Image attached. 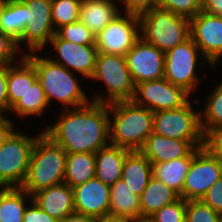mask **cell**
<instances>
[{"instance_id":"20","label":"cell","mask_w":222,"mask_h":222,"mask_svg":"<svg viewBox=\"0 0 222 222\" xmlns=\"http://www.w3.org/2000/svg\"><path fill=\"white\" fill-rule=\"evenodd\" d=\"M203 147L195 148L187 157L152 164V176L174 190L180 198L192 159Z\"/></svg>"},{"instance_id":"13","label":"cell","mask_w":222,"mask_h":222,"mask_svg":"<svg viewBox=\"0 0 222 222\" xmlns=\"http://www.w3.org/2000/svg\"><path fill=\"white\" fill-rule=\"evenodd\" d=\"M222 176V161L203 147L192 159L185 177L182 198L201 200L207 190Z\"/></svg>"},{"instance_id":"8","label":"cell","mask_w":222,"mask_h":222,"mask_svg":"<svg viewBox=\"0 0 222 222\" xmlns=\"http://www.w3.org/2000/svg\"><path fill=\"white\" fill-rule=\"evenodd\" d=\"M198 58H200L203 64L201 65L202 67L207 63L213 67L203 57L197 45L189 37L187 40L165 52L164 78L173 85L184 88L190 94L193 93L200 85V81L203 82V78L198 77L196 74L198 70L196 67L198 66L197 63H200L198 62Z\"/></svg>"},{"instance_id":"41","label":"cell","mask_w":222,"mask_h":222,"mask_svg":"<svg viewBox=\"0 0 222 222\" xmlns=\"http://www.w3.org/2000/svg\"><path fill=\"white\" fill-rule=\"evenodd\" d=\"M159 0H117L118 6L124 4L126 13H133L140 15L152 8L158 6Z\"/></svg>"},{"instance_id":"19","label":"cell","mask_w":222,"mask_h":222,"mask_svg":"<svg viewBox=\"0 0 222 222\" xmlns=\"http://www.w3.org/2000/svg\"><path fill=\"white\" fill-rule=\"evenodd\" d=\"M195 148L186 140L151 133L140 150L151 163H161L187 157Z\"/></svg>"},{"instance_id":"7","label":"cell","mask_w":222,"mask_h":222,"mask_svg":"<svg viewBox=\"0 0 222 222\" xmlns=\"http://www.w3.org/2000/svg\"><path fill=\"white\" fill-rule=\"evenodd\" d=\"M190 100L183 106L154 112L153 133L188 141L194 148L204 147L200 111H195Z\"/></svg>"},{"instance_id":"22","label":"cell","mask_w":222,"mask_h":222,"mask_svg":"<svg viewBox=\"0 0 222 222\" xmlns=\"http://www.w3.org/2000/svg\"><path fill=\"white\" fill-rule=\"evenodd\" d=\"M130 151L108 144L95 153V177L106 185H113L122 178V167Z\"/></svg>"},{"instance_id":"37","label":"cell","mask_w":222,"mask_h":222,"mask_svg":"<svg viewBox=\"0 0 222 222\" xmlns=\"http://www.w3.org/2000/svg\"><path fill=\"white\" fill-rule=\"evenodd\" d=\"M18 50L16 42L0 31V65L15 64Z\"/></svg>"},{"instance_id":"6","label":"cell","mask_w":222,"mask_h":222,"mask_svg":"<svg viewBox=\"0 0 222 222\" xmlns=\"http://www.w3.org/2000/svg\"><path fill=\"white\" fill-rule=\"evenodd\" d=\"M92 80L103 82L107 96L99 94L92 101L101 104H111L120 101H132L135 84L123 55L98 53Z\"/></svg>"},{"instance_id":"34","label":"cell","mask_w":222,"mask_h":222,"mask_svg":"<svg viewBox=\"0 0 222 222\" xmlns=\"http://www.w3.org/2000/svg\"><path fill=\"white\" fill-rule=\"evenodd\" d=\"M222 215L201 200L186 201L185 222H221Z\"/></svg>"},{"instance_id":"42","label":"cell","mask_w":222,"mask_h":222,"mask_svg":"<svg viewBox=\"0 0 222 222\" xmlns=\"http://www.w3.org/2000/svg\"><path fill=\"white\" fill-rule=\"evenodd\" d=\"M7 70L8 65H0V116L11 110L7 95Z\"/></svg>"},{"instance_id":"24","label":"cell","mask_w":222,"mask_h":222,"mask_svg":"<svg viewBox=\"0 0 222 222\" xmlns=\"http://www.w3.org/2000/svg\"><path fill=\"white\" fill-rule=\"evenodd\" d=\"M19 63L8 65L7 70V95L9 106L12 108L16 102L25 95L32 83L37 79L33 63L20 54ZM19 64L16 66V64Z\"/></svg>"},{"instance_id":"26","label":"cell","mask_w":222,"mask_h":222,"mask_svg":"<svg viewBox=\"0 0 222 222\" xmlns=\"http://www.w3.org/2000/svg\"><path fill=\"white\" fill-rule=\"evenodd\" d=\"M95 165V153L67 154L64 183L73 188L94 178Z\"/></svg>"},{"instance_id":"12","label":"cell","mask_w":222,"mask_h":222,"mask_svg":"<svg viewBox=\"0 0 222 222\" xmlns=\"http://www.w3.org/2000/svg\"><path fill=\"white\" fill-rule=\"evenodd\" d=\"M190 95L184 88L173 85L162 78L136 84L132 101L152 112H158L185 105L189 101Z\"/></svg>"},{"instance_id":"48","label":"cell","mask_w":222,"mask_h":222,"mask_svg":"<svg viewBox=\"0 0 222 222\" xmlns=\"http://www.w3.org/2000/svg\"><path fill=\"white\" fill-rule=\"evenodd\" d=\"M4 4H5V0H0V13H1V10H2Z\"/></svg>"},{"instance_id":"44","label":"cell","mask_w":222,"mask_h":222,"mask_svg":"<svg viewBox=\"0 0 222 222\" xmlns=\"http://www.w3.org/2000/svg\"><path fill=\"white\" fill-rule=\"evenodd\" d=\"M202 11L210 15L222 16V0H202Z\"/></svg>"},{"instance_id":"16","label":"cell","mask_w":222,"mask_h":222,"mask_svg":"<svg viewBox=\"0 0 222 222\" xmlns=\"http://www.w3.org/2000/svg\"><path fill=\"white\" fill-rule=\"evenodd\" d=\"M59 56L54 59L48 57L54 63L62 65L68 70H74L83 78H91L95 70L96 57L98 54L96 45H80L59 38L56 34L49 41Z\"/></svg>"},{"instance_id":"27","label":"cell","mask_w":222,"mask_h":222,"mask_svg":"<svg viewBox=\"0 0 222 222\" xmlns=\"http://www.w3.org/2000/svg\"><path fill=\"white\" fill-rule=\"evenodd\" d=\"M27 22V6L22 0H5L0 13V31L16 43Z\"/></svg>"},{"instance_id":"17","label":"cell","mask_w":222,"mask_h":222,"mask_svg":"<svg viewBox=\"0 0 222 222\" xmlns=\"http://www.w3.org/2000/svg\"><path fill=\"white\" fill-rule=\"evenodd\" d=\"M74 210L94 218L109 214L110 186L94 177L73 187Z\"/></svg>"},{"instance_id":"18","label":"cell","mask_w":222,"mask_h":222,"mask_svg":"<svg viewBox=\"0 0 222 222\" xmlns=\"http://www.w3.org/2000/svg\"><path fill=\"white\" fill-rule=\"evenodd\" d=\"M32 199L43 211L59 222L75 212L73 188L66 183L39 190L32 195Z\"/></svg>"},{"instance_id":"31","label":"cell","mask_w":222,"mask_h":222,"mask_svg":"<svg viewBox=\"0 0 222 222\" xmlns=\"http://www.w3.org/2000/svg\"><path fill=\"white\" fill-rule=\"evenodd\" d=\"M215 86L207 97L204 112L200 111V124L204 137L210 131L222 127V81Z\"/></svg>"},{"instance_id":"25","label":"cell","mask_w":222,"mask_h":222,"mask_svg":"<svg viewBox=\"0 0 222 222\" xmlns=\"http://www.w3.org/2000/svg\"><path fill=\"white\" fill-rule=\"evenodd\" d=\"M109 214L128 219L141 215L140 197L131 191L122 178L110 186Z\"/></svg>"},{"instance_id":"47","label":"cell","mask_w":222,"mask_h":222,"mask_svg":"<svg viewBox=\"0 0 222 222\" xmlns=\"http://www.w3.org/2000/svg\"><path fill=\"white\" fill-rule=\"evenodd\" d=\"M128 222H155L152 215H138L133 218H129Z\"/></svg>"},{"instance_id":"30","label":"cell","mask_w":222,"mask_h":222,"mask_svg":"<svg viewBox=\"0 0 222 222\" xmlns=\"http://www.w3.org/2000/svg\"><path fill=\"white\" fill-rule=\"evenodd\" d=\"M49 103L41 83L36 79L23 97L11 108L10 113L14 112L21 118L23 117H41L47 110Z\"/></svg>"},{"instance_id":"45","label":"cell","mask_w":222,"mask_h":222,"mask_svg":"<svg viewBox=\"0 0 222 222\" xmlns=\"http://www.w3.org/2000/svg\"><path fill=\"white\" fill-rule=\"evenodd\" d=\"M60 222H96V218L92 216L83 215L77 212H73L67 215Z\"/></svg>"},{"instance_id":"43","label":"cell","mask_w":222,"mask_h":222,"mask_svg":"<svg viewBox=\"0 0 222 222\" xmlns=\"http://www.w3.org/2000/svg\"><path fill=\"white\" fill-rule=\"evenodd\" d=\"M15 122L6 118L5 115L0 116V146L5 143L9 136L15 131Z\"/></svg>"},{"instance_id":"15","label":"cell","mask_w":222,"mask_h":222,"mask_svg":"<svg viewBox=\"0 0 222 222\" xmlns=\"http://www.w3.org/2000/svg\"><path fill=\"white\" fill-rule=\"evenodd\" d=\"M190 37L203 57L217 66L222 57V16L199 12L190 19Z\"/></svg>"},{"instance_id":"9","label":"cell","mask_w":222,"mask_h":222,"mask_svg":"<svg viewBox=\"0 0 222 222\" xmlns=\"http://www.w3.org/2000/svg\"><path fill=\"white\" fill-rule=\"evenodd\" d=\"M14 131L0 146V188L21 187L26 179L30 156L37 137Z\"/></svg>"},{"instance_id":"33","label":"cell","mask_w":222,"mask_h":222,"mask_svg":"<svg viewBox=\"0 0 222 222\" xmlns=\"http://www.w3.org/2000/svg\"><path fill=\"white\" fill-rule=\"evenodd\" d=\"M55 34L61 39L76 44L95 45V35L80 20L59 27Z\"/></svg>"},{"instance_id":"10","label":"cell","mask_w":222,"mask_h":222,"mask_svg":"<svg viewBox=\"0 0 222 222\" xmlns=\"http://www.w3.org/2000/svg\"><path fill=\"white\" fill-rule=\"evenodd\" d=\"M123 14L121 12L95 35L98 53L125 56L140 38L139 15L124 11Z\"/></svg>"},{"instance_id":"14","label":"cell","mask_w":222,"mask_h":222,"mask_svg":"<svg viewBox=\"0 0 222 222\" xmlns=\"http://www.w3.org/2000/svg\"><path fill=\"white\" fill-rule=\"evenodd\" d=\"M134 84L164 78L165 52L141 37L125 55Z\"/></svg>"},{"instance_id":"4","label":"cell","mask_w":222,"mask_h":222,"mask_svg":"<svg viewBox=\"0 0 222 222\" xmlns=\"http://www.w3.org/2000/svg\"><path fill=\"white\" fill-rule=\"evenodd\" d=\"M66 156V151L42 131L34 143L21 188L32 196L39 190L64 183Z\"/></svg>"},{"instance_id":"46","label":"cell","mask_w":222,"mask_h":222,"mask_svg":"<svg viewBox=\"0 0 222 222\" xmlns=\"http://www.w3.org/2000/svg\"><path fill=\"white\" fill-rule=\"evenodd\" d=\"M96 222H128V218L117 217V216L108 214V215L96 218Z\"/></svg>"},{"instance_id":"11","label":"cell","mask_w":222,"mask_h":222,"mask_svg":"<svg viewBox=\"0 0 222 222\" xmlns=\"http://www.w3.org/2000/svg\"><path fill=\"white\" fill-rule=\"evenodd\" d=\"M27 6V22L21 38L16 43L18 49L21 44H27L28 53L44 52L51 38L55 35L52 22V0H22Z\"/></svg>"},{"instance_id":"28","label":"cell","mask_w":222,"mask_h":222,"mask_svg":"<svg viewBox=\"0 0 222 222\" xmlns=\"http://www.w3.org/2000/svg\"><path fill=\"white\" fill-rule=\"evenodd\" d=\"M27 198L32 196L21 187L0 188V222H23Z\"/></svg>"},{"instance_id":"1","label":"cell","mask_w":222,"mask_h":222,"mask_svg":"<svg viewBox=\"0 0 222 222\" xmlns=\"http://www.w3.org/2000/svg\"><path fill=\"white\" fill-rule=\"evenodd\" d=\"M109 104L95 101L60 112L43 132L67 154L96 153L109 142Z\"/></svg>"},{"instance_id":"3","label":"cell","mask_w":222,"mask_h":222,"mask_svg":"<svg viewBox=\"0 0 222 222\" xmlns=\"http://www.w3.org/2000/svg\"><path fill=\"white\" fill-rule=\"evenodd\" d=\"M22 53L33 63L49 105L53 101H58L67 109L91 101L81 88L78 78L74 76V71L54 63L48 57L39 56V52Z\"/></svg>"},{"instance_id":"29","label":"cell","mask_w":222,"mask_h":222,"mask_svg":"<svg viewBox=\"0 0 222 222\" xmlns=\"http://www.w3.org/2000/svg\"><path fill=\"white\" fill-rule=\"evenodd\" d=\"M178 198L179 195L174 190L152 177L140 196L141 214L152 215Z\"/></svg>"},{"instance_id":"2","label":"cell","mask_w":222,"mask_h":222,"mask_svg":"<svg viewBox=\"0 0 222 222\" xmlns=\"http://www.w3.org/2000/svg\"><path fill=\"white\" fill-rule=\"evenodd\" d=\"M109 113L113 117H109L110 144L140 151L153 133L154 112L133 101H120L109 104Z\"/></svg>"},{"instance_id":"5","label":"cell","mask_w":222,"mask_h":222,"mask_svg":"<svg viewBox=\"0 0 222 222\" xmlns=\"http://www.w3.org/2000/svg\"><path fill=\"white\" fill-rule=\"evenodd\" d=\"M140 37L166 52L190 37V19L161 7L139 15Z\"/></svg>"},{"instance_id":"23","label":"cell","mask_w":222,"mask_h":222,"mask_svg":"<svg viewBox=\"0 0 222 222\" xmlns=\"http://www.w3.org/2000/svg\"><path fill=\"white\" fill-rule=\"evenodd\" d=\"M152 164L141 151H130L122 167V179L137 196H141L152 178Z\"/></svg>"},{"instance_id":"35","label":"cell","mask_w":222,"mask_h":222,"mask_svg":"<svg viewBox=\"0 0 222 222\" xmlns=\"http://www.w3.org/2000/svg\"><path fill=\"white\" fill-rule=\"evenodd\" d=\"M158 7L191 19L202 11V0H159Z\"/></svg>"},{"instance_id":"21","label":"cell","mask_w":222,"mask_h":222,"mask_svg":"<svg viewBox=\"0 0 222 222\" xmlns=\"http://www.w3.org/2000/svg\"><path fill=\"white\" fill-rule=\"evenodd\" d=\"M117 0H82L79 20L96 35L122 11Z\"/></svg>"},{"instance_id":"38","label":"cell","mask_w":222,"mask_h":222,"mask_svg":"<svg viewBox=\"0 0 222 222\" xmlns=\"http://www.w3.org/2000/svg\"><path fill=\"white\" fill-rule=\"evenodd\" d=\"M201 201L222 215V176L207 190Z\"/></svg>"},{"instance_id":"32","label":"cell","mask_w":222,"mask_h":222,"mask_svg":"<svg viewBox=\"0 0 222 222\" xmlns=\"http://www.w3.org/2000/svg\"><path fill=\"white\" fill-rule=\"evenodd\" d=\"M82 0H52L51 16L55 31L79 20Z\"/></svg>"},{"instance_id":"40","label":"cell","mask_w":222,"mask_h":222,"mask_svg":"<svg viewBox=\"0 0 222 222\" xmlns=\"http://www.w3.org/2000/svg\"><path fill=\"white\" fill-rule=\"evenodd\" d=\"M27 202H30V204L26 207L23 222H59L58 220L51 217L47 212L43 211L33 201V199Z\"/></svg>"},{"instance_id":"39","label":"cell","mask_w":222,"mask_h":222,"mask_svg":"<svg viewBox=\"0 0 222 222\" xmlns=\"http://www.w3.org/2000/svg\"><path fill=\"white\" fill-rule=\"evenodd\" d=\"M204 147L222 161V127L210 131L204 137Z\"/></svg>"},{"instance_id":"36","label":"cell","mask_w":222,"mask_h":222,"mask_svg":"<svg viewBox=\"0 0 222 222\" xmlns=\"http://www.w3.org/2000/svg\"><path fill=\"white\" fill-rule=\"evenodd\" d=\"M186 200L178 198L152 214L155 222H185Z\"/></svg>"}]
</instances>
